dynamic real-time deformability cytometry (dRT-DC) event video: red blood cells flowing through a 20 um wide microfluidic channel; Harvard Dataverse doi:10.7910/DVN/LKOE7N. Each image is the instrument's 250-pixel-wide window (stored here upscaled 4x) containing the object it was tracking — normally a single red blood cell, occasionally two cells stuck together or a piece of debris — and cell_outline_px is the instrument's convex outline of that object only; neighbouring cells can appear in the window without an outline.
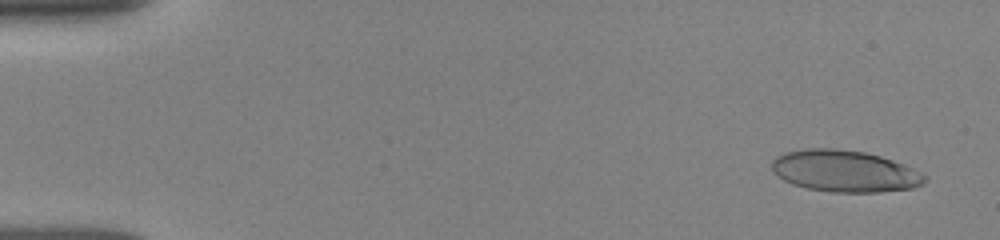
{"species": "human", "species_latin": "Homo sapiens", "temperature_condition": "room temperature", "stored_images_in_passage": 26, "camera_frame_rate_fps": 3000, "um_per_image_px": 0.085, "donor": {"sex": "female"}, "frame": {"image": 1, "passage_image": 5, "time_ms": 0.667, "image_size_px": [1000, 240], "cell_outline_px": [[928, 176], [924, 184], [912, 188], [880, 192], [832, 192], [808, 188], [792, 184], [776, 176], [772, 172], [772, 160], [776, 156], [784, 152], [808, 148], [832, 148], [864, 152], [880, 156], [904, 164]], "centroid_in_image_um": [71.79, 14.54], "position_along_channel_um": 13.2, "area_um2": 37.28}}
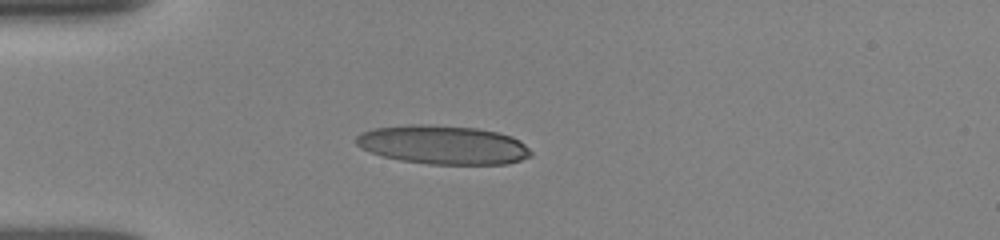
{"frame": {"image": 2, "passage_image": 22, "time_ms": 4.333, "image_size_px": [1000, 240], "cell_outline_px": [[532, 156], [508, 164], [428, 164], [400, 160], [384, 156], [360, 148], [356, 144], [356, 136], [360, 132], [372, 128], [408, 124], [424, 124], [480, 128], [512, 136], [520, 140], [532, 152]], "centroid_in_image_um": [37.65, 12.3], "position_along_channel_um": 47.3, "area_um2": 39.77}}